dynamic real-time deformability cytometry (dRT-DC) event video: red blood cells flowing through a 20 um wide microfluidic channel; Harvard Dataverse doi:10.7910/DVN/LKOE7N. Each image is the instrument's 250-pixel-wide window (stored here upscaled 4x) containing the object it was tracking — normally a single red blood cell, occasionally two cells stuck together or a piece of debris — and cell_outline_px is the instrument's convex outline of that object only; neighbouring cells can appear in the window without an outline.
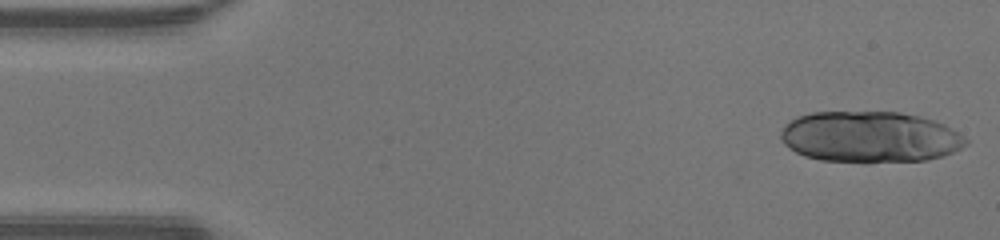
{"species": "human", "species_latin": "Homo sapiens", "temperature_condition": "warm", "stored_images_in_passage": 45, "segment_of_instrument_passage": [1, 2], "camera_frame_rate_fps": 3000, "um_per_image_px": 0.085, "donor": {"sex": "male"}, "frame": {"image": 1, "passage_image": 1, "time_ms": 0.0, "image_size_px": [1000, 240], "cell_outline_px": [[968, 144], [944, 156], [924, 160], [820, 160], [804, 156], [788, 148], [784, 144], [780, 136], [780, 132], [784, 124], [796, 116], [812, 112], [900, 112], [920, 116], [936, 120], [944, 124], [964, 136], [968, 140]], "centroid_in_image_um": [73.92, 11.6], "position_along_channel_um": 11.1, "area_um2": 54.74}}
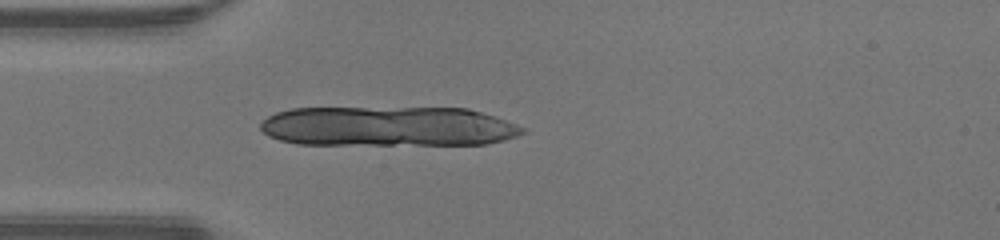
{"frame": {"image": 2, "passage_image": 12, "time_ms": 3.667, "image_size_px": [1000, 240], "cell_outline_px": [[528, 132], [504, 140], [484, 144], [296, 144], [280, 140], [268, 136], [260, 128], [260, 124], [268, 116], [276, 112], [292, 108], [468, 108], [496, 116], [528, 128]], "centroid_in_image_um": [33.03, 10.74], "position_along_channel_um": 52.0, "area_um2": 61.27}}